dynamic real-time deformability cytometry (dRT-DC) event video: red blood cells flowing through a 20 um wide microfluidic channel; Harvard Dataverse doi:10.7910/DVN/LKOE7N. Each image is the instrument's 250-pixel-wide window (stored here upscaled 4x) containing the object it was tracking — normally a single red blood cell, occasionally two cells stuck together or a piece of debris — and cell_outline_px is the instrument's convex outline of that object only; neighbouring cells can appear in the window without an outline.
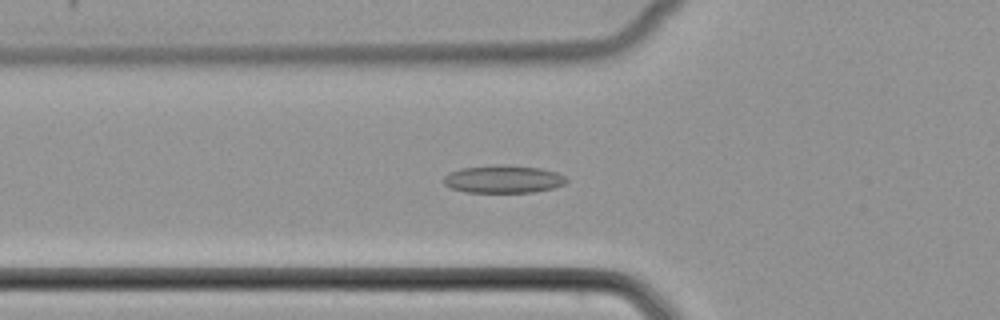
{"species": "common noctule bat (a hibernating species)", "species_latin": "Nyctalus noctula", "temperature_condition": "cold", "stored_images_in_passage": 52, "camera_frame_rate_fps": 3000, "um_per_image_px": 0.085, "animal": {"sex": "female", "body_mass_g": 22.7, "forearm_length_mm": 54.2}, "frame": {"image": 1, "passage_image": 19, "time_ms": 6.0, "image_size_px": [1000, 320], "cell_outline_px": [[568, 180], [564, 184], [552, 188], [532, 192], [464, 192], [452, 188], [444, 184], [444, 176], [448, 172], [460, 168], [500, 164], [504, 164], [540, 168], [556, 172], [564, 176]], "centroid_in_image_um": [42.75, 15.21], "position_along_channel_um": 83.0, "area_um2": 19.88}}
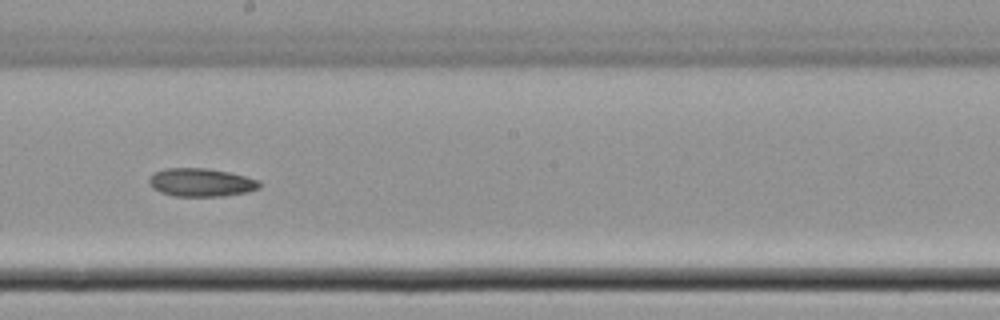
{"frame": {"image": 2, "passage_image": 30, "time_ms": 9.667, "image_size_px": [1000, 320], "cell_outline_px": [[260, 188], [248, 192], [224, 196], [172, 196], [160, 192], [152, 188], [148, 184], [148, 180], [152, 172], [164, 168], [208, 168], [228, 172], [260, 180]], "centroid_in_image_um": [17.05, 15.5], "position_along_channel_um": 231.1, "area_um2": 18.44}}
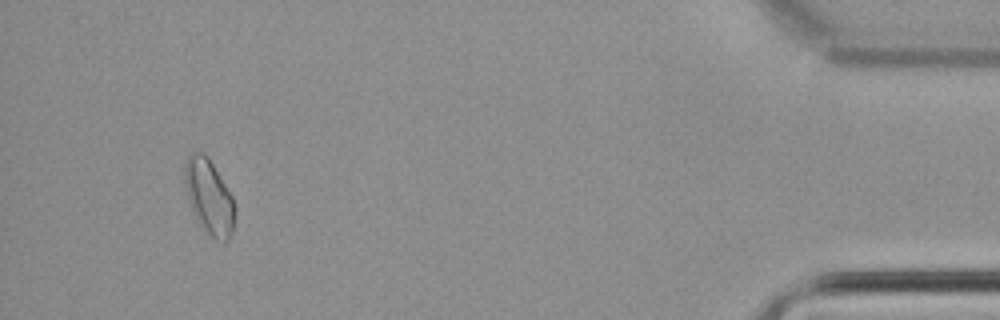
{"frame": {"image": 3, "passage_image": 49, "time_ms": 16.0, "image_size_px": [1000, 320], "cell_outline_px": [[232, 232], [228, 240], [224, 244], [216, 240], [200, 224], [188, 200], [184, 180], [184, 160], [192, 152], [204, 152], [208, 156], [232, 196]], "centroid_in_image_um": [17.73, 16.67], "position_along_channel_um": 417.5, "area_um2": 21.33}}